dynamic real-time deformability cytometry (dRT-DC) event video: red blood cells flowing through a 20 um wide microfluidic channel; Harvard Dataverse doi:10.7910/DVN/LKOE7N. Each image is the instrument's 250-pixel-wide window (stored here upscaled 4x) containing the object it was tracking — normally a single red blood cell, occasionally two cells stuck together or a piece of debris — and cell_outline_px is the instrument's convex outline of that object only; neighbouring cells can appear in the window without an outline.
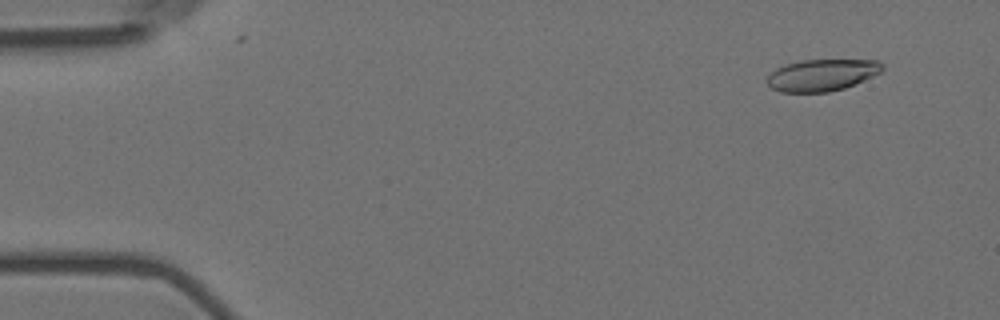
{"species": "Egyptian fruit bat (a non-hibernating species)", "species_latin": "Rousettus aegyptiacus", "temperature_condition": "room temperature", "stored_images_in_passage": 16, "camera_frame_rate_fps": 3000, "um_per_image_px": 0.085, "animal": {"sex": "female"}, "frame": {"image": 1, "passage_image": 5, "time_ms": 1.333, "image_size_px": [1000, 320], "cell_outline_px": [[884, 68], [880, 72], [864, 80], [844, 88], [828, 92], [780, 92], [772, 88], [768, 84], [768, 76], [776, 68], [784, 64], [800, 60], [880, 60], [884, 64]], "centroid_in_image_um": [69.87, 6.37], "position_along_channel_um": 15.1, "area_um2": 21.33}}